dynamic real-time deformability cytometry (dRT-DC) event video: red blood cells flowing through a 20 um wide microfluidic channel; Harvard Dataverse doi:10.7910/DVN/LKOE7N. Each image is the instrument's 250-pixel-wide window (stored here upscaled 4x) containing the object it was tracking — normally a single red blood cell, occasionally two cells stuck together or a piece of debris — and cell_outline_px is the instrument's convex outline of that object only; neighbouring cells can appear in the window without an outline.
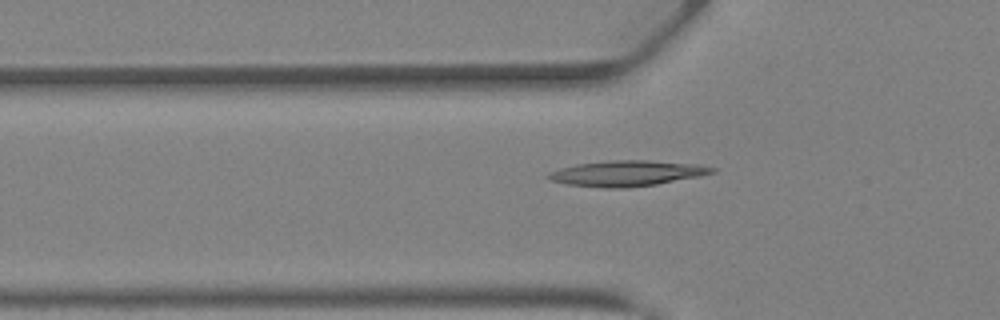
{"species": "Egyptian fruit bat (a non-hibernating species)", "species_latin": "Rousettus aegyptiacus", "temperature_condition": "warm", "stored_images_in_passage": 40, "camera_frame_rate_fps": 3000, "um_per_image_px": 0.085, "animal": {"sex": "female"}, "frame": {"image": 1, "passage_image": 13, "time_ms": 4.0, "image_size_px": [1000, 320], "cell_outline_px": [[716, 172], [700, 176], [656, 184], [628, 188], [604, 188], [568, 184], [552, 180], [544, 176], [560, 168], [576, 164], [608, 160], [648, 160], [700, 164], [716, 168]], "centroid_in_image_um": [53.33, 14.72], "position_along_channel_um": 72.5, "area_um2": 24.45}}
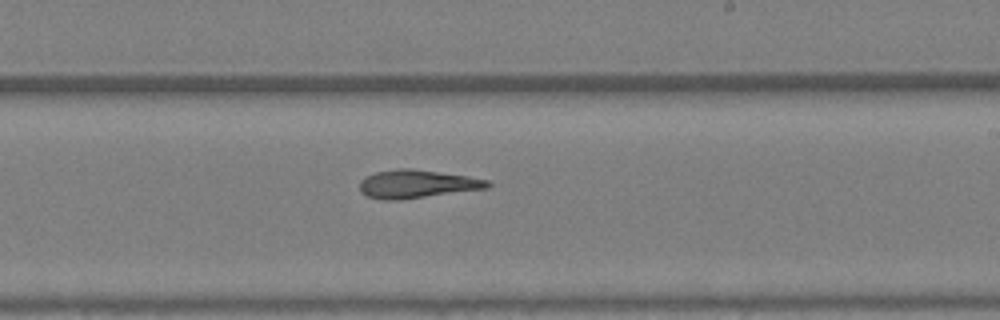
{"frame": {"image": 2, "passage_image": 24, "time_ms": 7.667, "image_size_px": [1000, 320], "cell_outline_px": [[492, 184], [488, 188], [400, 200], [380, 200], [368, 196], [360, 192], [360, 180], [364, 176], [376, 172], [396, 168], [412, 168], [468, 176], [488, 180]], "centroid_in_image_um": [35.41, 15.63], "position_along_channel_um": 253.6, "area_um2": 21.21}}
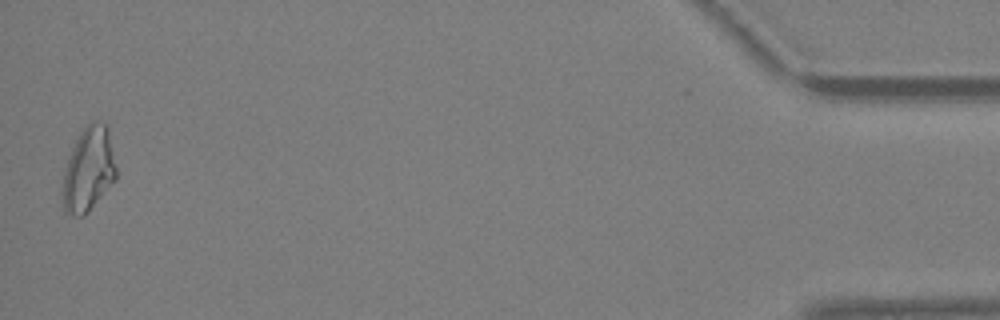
{"frame": {"image": 3, "passage_image": 40, "time_ms": 13.0, "image_size_px": [1000, 320], "cell_outline_px": [[116, 180], [88, 212], [84, 216], [72, 216], [64, 212], [60, 192], [64, 172], [68, 156], [80, 132], [92, 120], [96, 120], [108, 124], [116, 168]], "centroid_in_image_um": [7.51, 14.42], "position_along_channel_um": 427.7, "area_um2": 26.88}, "authors_computed_cell_mechanics": {"area_um2": 22.0218, "velocity_mm_per_s": 4.9484, "shape_relaxation_time_tau1_ms": null, "shape_relaxation_time_tau2_ms": 3.4989, "deformation_change_tau1": null, "deformation_change_tau2": 0.1467}}